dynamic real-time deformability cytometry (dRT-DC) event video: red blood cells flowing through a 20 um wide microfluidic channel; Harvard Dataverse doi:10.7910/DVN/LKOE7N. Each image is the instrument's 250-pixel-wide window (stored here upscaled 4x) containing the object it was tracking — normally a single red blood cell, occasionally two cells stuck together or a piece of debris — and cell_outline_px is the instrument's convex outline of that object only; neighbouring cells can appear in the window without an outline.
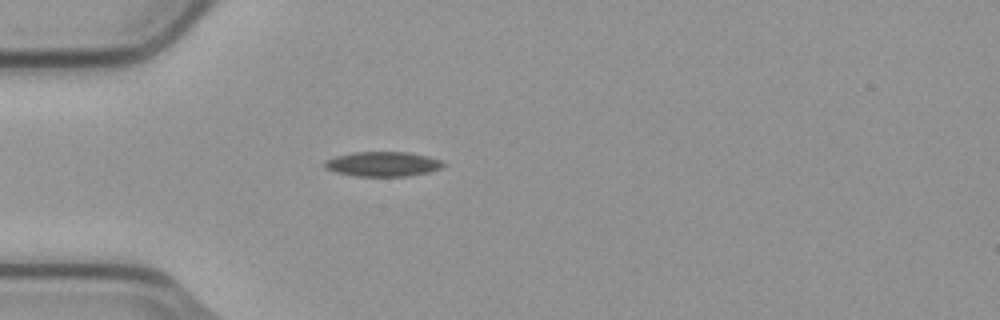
{"species": "common noctule bat (a hibernating species)", "species_latin": "Nyctalus noctula", "temperature_condition": "cold", "stored_images_in_passage": 5, "camera_frame_rate_fps": 3000, "um_per_image_px": 0.085, "animal": {"sex": "male", "body_mass_g": 23.1, "forearm_length_mm": 52.7}, "frame": {"image": 1, "passage_image": 5, "time_ms": 1.333, "image_size_px": [1000, 320], "cell_outline_px": [[444, 164], [440, 168], [428, 172], [408, 176], [356, 176], [336, 172], [324, 168], [324, 160], [336, 156], [352, 152], [408, 152], [428, 156], [440, 160]], "centroid_in_image_um": [32.49, 13.94], "position_along_channel_um": 52.5, "area_um2": 17.05}}